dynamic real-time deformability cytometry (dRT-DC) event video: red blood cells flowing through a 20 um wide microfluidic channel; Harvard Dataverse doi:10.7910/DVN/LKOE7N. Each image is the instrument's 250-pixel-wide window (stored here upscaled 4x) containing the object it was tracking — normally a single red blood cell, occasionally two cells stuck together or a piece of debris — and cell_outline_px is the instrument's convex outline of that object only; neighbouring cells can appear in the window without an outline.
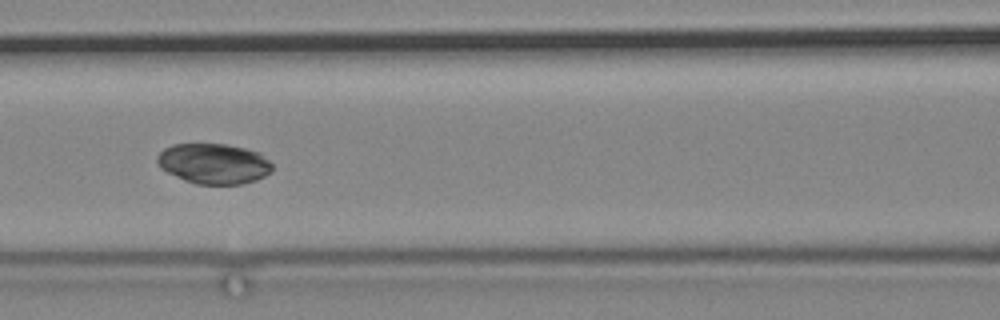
{"species": "common noctule bat (a hibernating species)", "species_latin": "Nyctalus noctula", "temperature_condition": "cold", "stored_images_in_passage": 82, "camera_frame_rate_fps": 3000, "um_per_image_px": 0.085, "animal": {"sex": "male", "body_mass_g": 19.2, "forearm_length_mm": 51.8}, "frame": {"image": 1, "passage_image": 47, "time_ms": 15.333, "image_size_px": [1000, 320], "cell_outline_px": [[272, 172], [256, 180], [244, 184], [196, 184], [184, 180], [160, 168], [156, 160], [156, 156], [164, 148], [172, 144], [224, 144], [244, 148], [260, 152], [272, 164]], "centroid_in_image_um": [18.17, 13.91], "position_along_channel_um": 148.4, "area_um2": 27.17}}
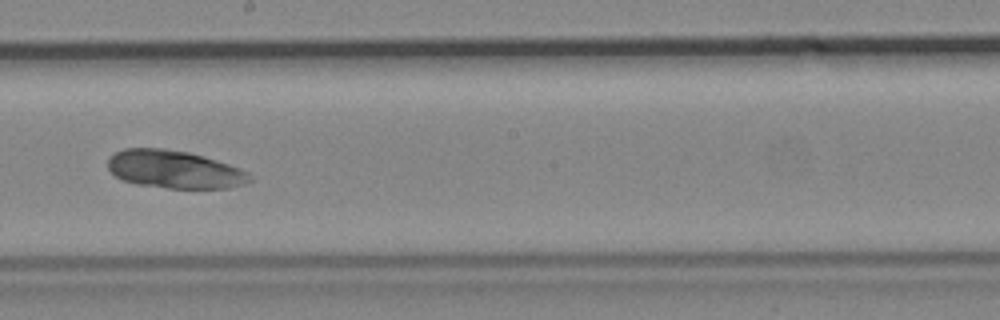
{"frame": {"image": 2, "passage_image": 55, "time_ms": 18.0, "image_size_px": [1000, 320], "cell_outline_px": [[252, 180], [244, 184], [228, 188], [168, 188], [136, 184], [120, 180], [108, 168], [108, 156], [124, 148], [164, 148], [188, 152], [204, 156], [240, 168], [248, 172], [252, 176]], "centroid_in_image_um": [14.81, 14.4], "position_along_channel_um": 233.4, "area_um2": 31.5}}
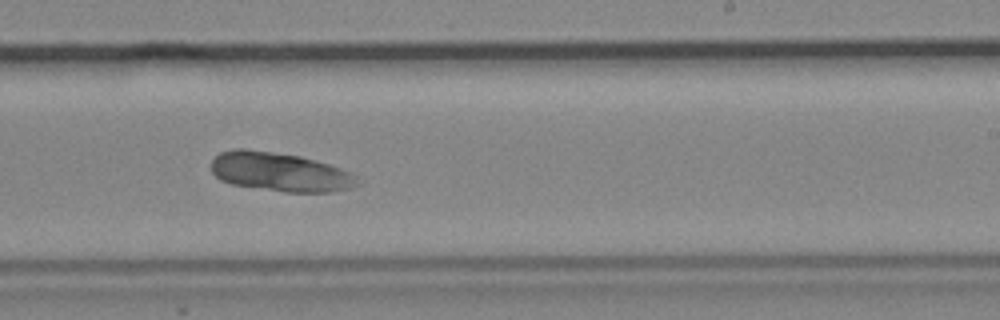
{"frame": {"image": 3, "passage_image": 58, "time_ms": 19.0, "image_size_px": [1000, 320], "cell_outline_px": [[360, 184], [352, 188], [332, 192], [284, 192], [232, 184], [220, 180], [212, 172], [212, 160], [220, 152], [232, 148], [244, 148], [300, 156], [328, 164], [340, 168], [348, 172]], "centroid_in_image_um": [23.75, 14.62], "position_along_channel_um": 265.2, "area_um2": 33.0}}